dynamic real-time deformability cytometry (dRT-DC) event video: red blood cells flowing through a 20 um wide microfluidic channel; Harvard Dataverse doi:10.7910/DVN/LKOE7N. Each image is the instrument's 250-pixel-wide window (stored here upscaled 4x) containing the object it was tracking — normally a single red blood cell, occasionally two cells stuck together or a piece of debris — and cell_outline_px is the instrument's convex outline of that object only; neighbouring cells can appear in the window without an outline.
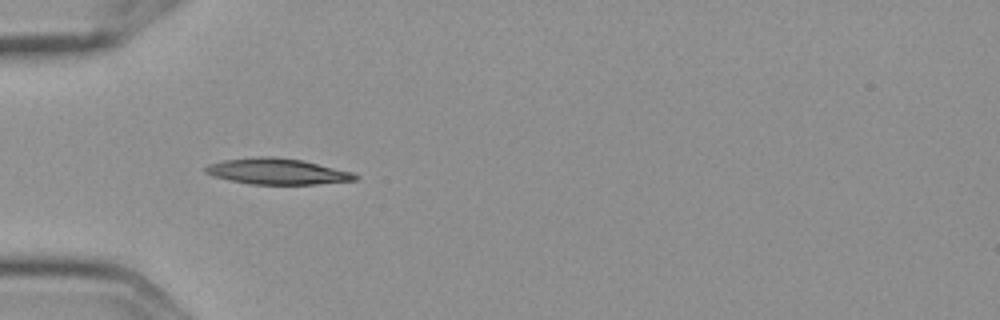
{"species": "Egyptian fruit bat (a non-hibernating species)", "species_latin": "Rousettus aegyptiacus", "temperature_condition": "cold", "stored_images_in_passage": 2, "camera_frame_rate_fps": 3000, "um_per_image_px": 0.085, "frame": {"image": 1, "passage_image": 1, "time_ms": 0.0, "image_size_px": [1000, 320], "cell_outline_px": [[360, 176], [356, 180], [316, 184], [252, 184], [232, 180], [216, 176], [204, 172], [204, 168], [208, 164], [224, 160], [260, 156], [272, 156], [304, 160], [352, 172]], "centroid_in_image_um": [23.6, 14.56], "position_along_channel_um": 61.4, "area_um2": 22.48}}
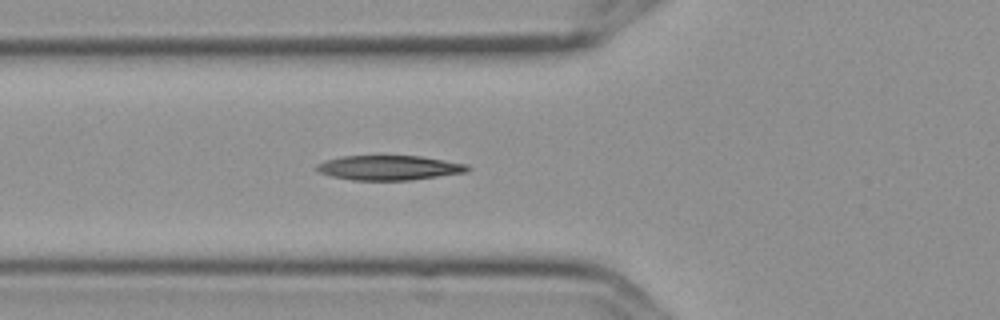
{"frame": {"image": 2, "passage_image": 2, "time_ms": 0.333, "image_size_px": [1000, 320], "cell_outline_px": [[472, 168], [468, 172], [412, 180], [352, 180], [332, 176], [320, 172], [316, 168], [316, 164], [324, 160], [340, 156], [420, 156], [468, 164]], "centroid_in_image_um": [33.1, 14.26], "position_along_channel_um": 92.7, "area_um2": 21.79}}